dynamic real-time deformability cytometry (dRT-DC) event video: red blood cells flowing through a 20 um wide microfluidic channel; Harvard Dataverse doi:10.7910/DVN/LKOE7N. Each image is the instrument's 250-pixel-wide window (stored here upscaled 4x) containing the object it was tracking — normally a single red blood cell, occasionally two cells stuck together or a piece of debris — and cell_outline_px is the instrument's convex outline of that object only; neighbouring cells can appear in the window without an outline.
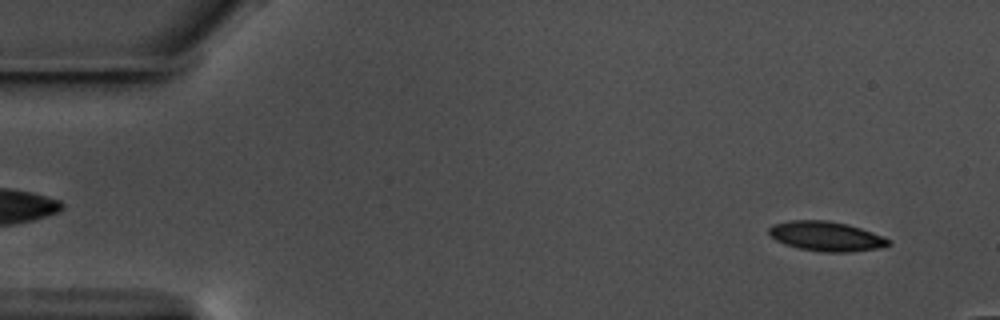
{"species": "common noctule bat (a hibernating species)", "species_latin": "Nyctalus noctula", "temperature_condition": "warm", "stored_images_in_passage": 16, "camera_frame_rate_fps": 3000, "um_per_image_px": 0.085, "animal": {"sex": "male", "body_mass_g": 17.5, "forearm_length_mm": 52.3}, "frame": {"image": 1, "passage_image": 4, "time_ms": 1.0, "image_size_px": [1000, 320], "cell_outline_px": [[892, 244], [880, 248], [848, 252], [820, 252], [800, 248], [784, 244], [776, 240], [768, 232], [768, 228], [772, 224], [792, 220], [828, 220], [848, 224], [872, 232], [892, 240]], "centroid_in_image_um": [70.24, 20.08], "position_along_channel_um": 14.8, "area_um2": 20.75}}